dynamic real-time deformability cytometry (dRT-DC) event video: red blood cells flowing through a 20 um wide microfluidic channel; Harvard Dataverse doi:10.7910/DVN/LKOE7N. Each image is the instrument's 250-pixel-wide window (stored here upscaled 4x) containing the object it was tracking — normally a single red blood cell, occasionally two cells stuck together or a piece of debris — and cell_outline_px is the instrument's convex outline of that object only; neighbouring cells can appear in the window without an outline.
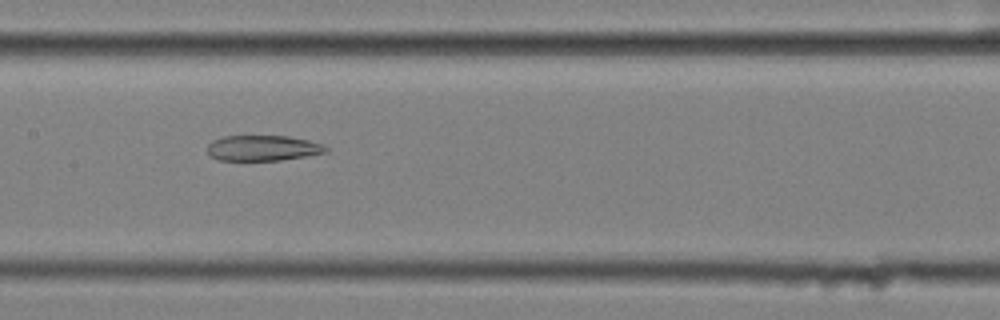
{"species": "common noctule bat (a hibernating species)", "species_latin": "Nyctalus noctula", "temperature_condition": "cold", "stored_images_in_passage": 58, "segment_of_instrument_passage": [2, 2], "camera_frame_rate_fps": 3000, "um_per_image_px": 0.085, "animal": {"sex": "female", "body_mass_g": 25.1}, "frame": {"image": 1, "passage_image": 29, "time_ms": 9.333, "image_size_px": [1000, 320], "cell_outline_px": [[328, 152], [280, 160], [220, 160], [212, 156], [208, 152], [208, 144], [212, 140], [224, 136], [288, 136], [308, 140], [324, 144], [328, 148]], "centroid_in_image_um": [22.36, 12.57], "position_along_channel_um": 185.0, "area_um2": 17.51}}
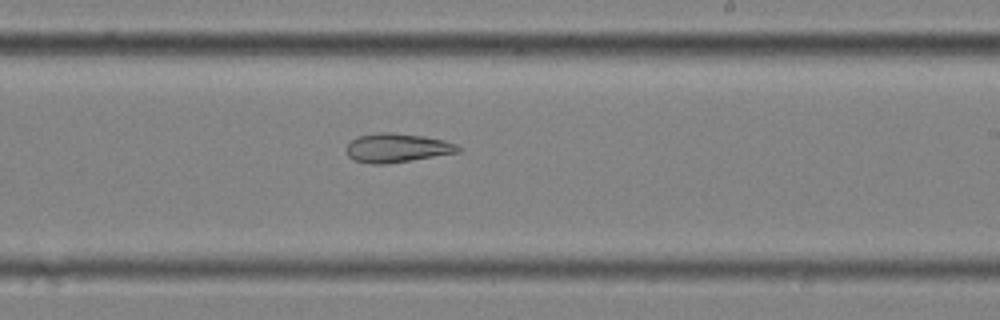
{"frame": {"image": 2, "passage_image": 35, "time_ms": 11.333, "image_size_px": [1000, 320], "cell_outline_px": [[460, 152], [384, 164], [372, 164], [352, 160], [348, 156], [344, 148], [356, 136], [376, 132], [392, 132], [424, 136], [444, 140], [456, 144], [460, 148]], "centroid_in_image_um": [33.69, 12.56], "position_along_channel_um": 255.3, "area_um2": 18.96}}
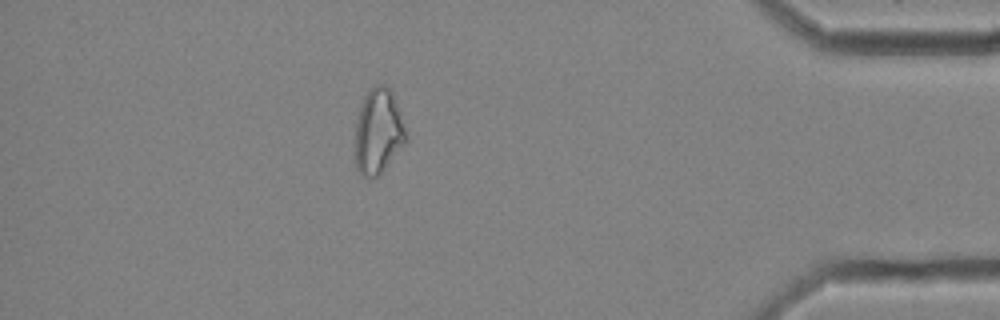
{"frame": {"image": 3, "passage_image": 51, "time_ms": 16.667, "image_size_px": [1000, 320], "cell_outline_px": [[408, 140], [384, 168], [376, 176], [360, 176], [356, 168], [356, 124], [360, 108], [364, 96], [376, 84], [384, 84], [392, 88], [408, 136]], "centroid_in_image_um": [32.18, 11.13], "position_along_channel_um": 403.0, "area_um2": 25.09}}